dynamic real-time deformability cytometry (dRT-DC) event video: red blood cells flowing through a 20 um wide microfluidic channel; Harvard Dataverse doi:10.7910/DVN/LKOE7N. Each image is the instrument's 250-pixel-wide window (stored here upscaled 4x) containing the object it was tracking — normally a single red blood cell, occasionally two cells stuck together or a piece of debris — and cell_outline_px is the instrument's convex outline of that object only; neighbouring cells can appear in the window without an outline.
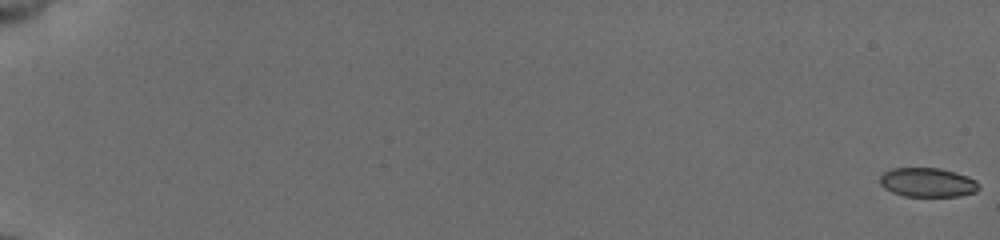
{"species": "common noctule bat (a hibernating species)", "species_latin": "Nyctalus noctula", "temperature_condition": "cold", "stored_images_in_passage": 56, "camera_frame_rate_fps": 3000, "um_per_image_px": 0.085, "animal": {"sex": "female", "body_mass_g": 19.5, "forearm_length_mm": 54.1}, "frame": {"image": 1, "passage_image": 1, "time_ms": 0.0, "image_size_px": [1000, 240], "cell_outline_px": [[980, 188], [976, 192], [960, 196], [904, 196], [892, 192], [884, 188], [880, 184], [880, 176], [884, 172], [892, 168], [940, 168], [956, 172], [968, 176], [976, 180], [980, 184]], "centroid_in_image_um": [78.87, 15.5], "position_along_channel_um": 6.1, "area_um2": 16.99}}
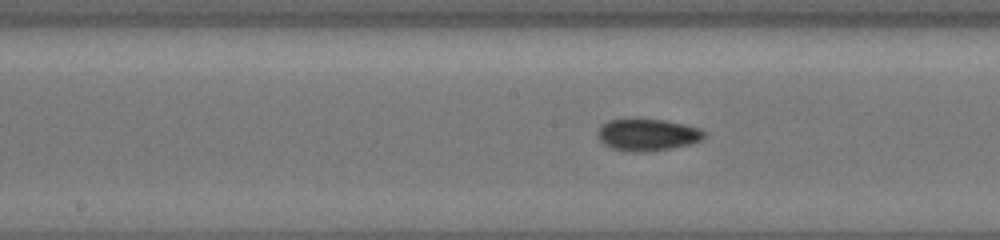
{"frame": {"image": 2, "passage_image": 32, "time_ms": 10.333, "image_size_px": [1000, 240], "cell_outline_px": [[708, 132], [700, 140], [692, 144], [644, 152], [628, 152], [612, 148], [604, 144], [596, 136], [596, 132], [608, 120], [664, 120], [684, 124], [700, 128]], "centroid_in_image_um": [55.05, 11.47], "position_along_channel_um": 193.2, "area_um2": 19.65}}
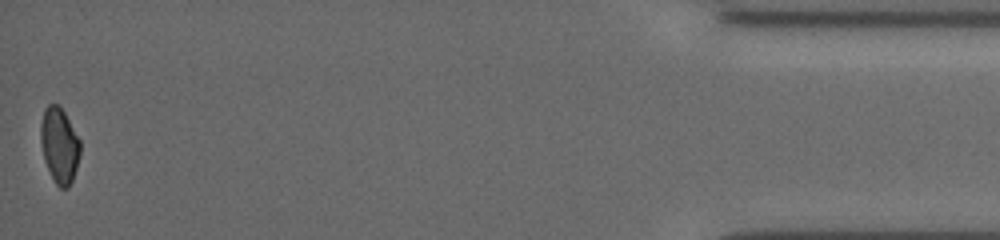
{"frame": {"image": 3, "passage_image": 56, "time_ms": 18.333, "image_size_px": [1000, 240], "cell_outline_px": [[80, 156], [72, 180], [68, 188], [60, 188], [56, 184], [44, 160], [40, 140], [40, 124], [44, 108], [48, 104], [60, 104], [80, 140]], "centroid_in_image_um": [5.04, 12.31], "position_along_channel_um": 430.2, "area_um2": 17.46}, "authors_computed_cell_mechanics": {"area_um2": 18.3515, "velocity_mm_per_s": 3.9052, "shape_relaxation_time_tau1_ms": null, "shape_relaxation_time_tau2_ms": 4.8515, "deformation_change_tau1": null, "deformation_change_tau2": 0.0725}}